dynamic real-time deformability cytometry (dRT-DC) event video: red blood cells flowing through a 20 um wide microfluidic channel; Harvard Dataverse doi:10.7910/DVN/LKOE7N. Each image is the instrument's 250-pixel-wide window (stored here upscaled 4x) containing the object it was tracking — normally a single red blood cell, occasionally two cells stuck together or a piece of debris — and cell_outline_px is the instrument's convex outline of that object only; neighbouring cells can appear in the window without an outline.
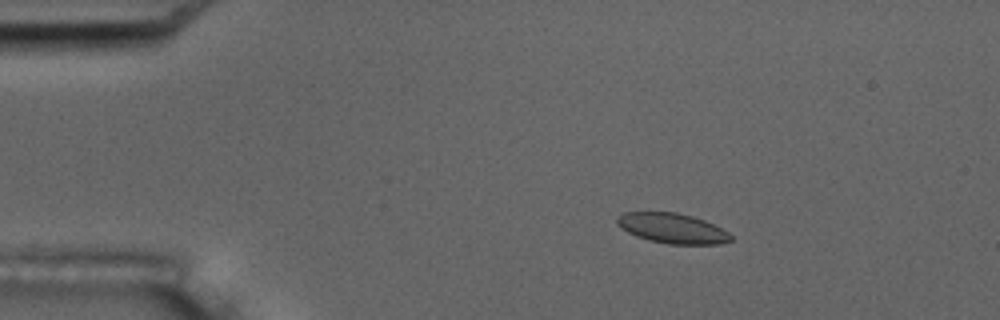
{"species": "common noctule bat (a hibernating species)", "species_latin": "Nyctalus noctula", "temperature_condition": "room temperature", "stored_images_in_passage": 5, "camera_frame_rate_fps": 3000, "um_per_image_px": 0.085, "animal": {"sex": "male", "body_mass_g": 17.5, "forearm_length_mm": 52.3}, "frame": {"image": 1, "passage_image": 3, "time_ms": 2.333, "image_size_px": [1000, 320], "cell_outline_px": [[732, 240], [720, 244], [668, 244], [648, 240], [636, 236], [628, 232], [616, 224], [616, 216], [624, 212], [676, 212], [692, 216], [704, 220], [728, 232], [732, 236]], "centroid_in_image_um": [57.12, 19.4], "position_along_channel_um": 27.9, "area_um2": 19.94}}